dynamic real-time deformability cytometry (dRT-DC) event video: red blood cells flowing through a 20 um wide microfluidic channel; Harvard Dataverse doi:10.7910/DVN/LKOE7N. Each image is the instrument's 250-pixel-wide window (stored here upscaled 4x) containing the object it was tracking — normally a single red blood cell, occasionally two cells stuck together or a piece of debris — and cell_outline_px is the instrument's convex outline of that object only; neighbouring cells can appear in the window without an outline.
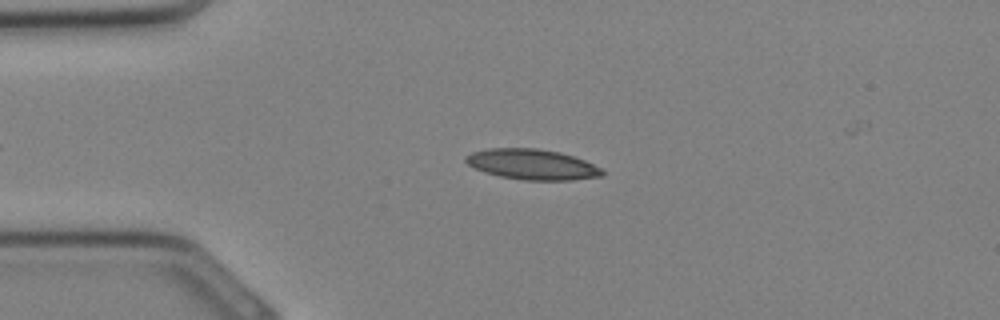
{"species": "Egyptian fruit bat (a non-hibernating species)", "species_latin": "Rousettus aegyptiacus", "temperature_condition": "cold", "stored_images_in_passage": 26, "camera_frame_rate_fps": 3000, "um_per_image_px": 0.085, "animal": {"sex": "female"}, "frame": {"image": 1, "passage_image": 4, "time_ms": 1.0, "image_size_px": [1000, 320], "cell_outline_px": [[604, 176], [572, 180], [524, 180], [500, 176], [484, 172], [468, 164], [464, 160], [464, 156], [472, 152], [488, 148], [536, 148], [560, 152], [584, 160], [600, 168], [604, 172]], "centroid_in_image_um": [45.22, 13.97], "position_along_channel_um": 39.8, "area_um2": 24.16}}
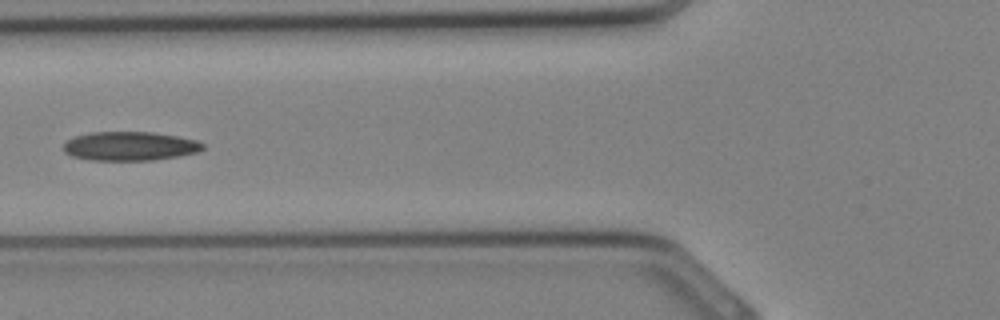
{"frame": {"image": 2, "passage_image": 9, "time_ms": 2.667, "image_size_px": [1000, 320], "cell_outline_px": [[204, 148], [196, 152], [180, 156], [152, 160], [88, 160], [72, 156], [64, 152], [64, 144], [68, 140], [76, 136], [92, 132], [148, 132], [176, 136], [196, 140], [204, 144]], "centroid_in_image_um": [11.03, 12.43], "position_along_channel_um": 114.8, "area_um2": 23.35}}
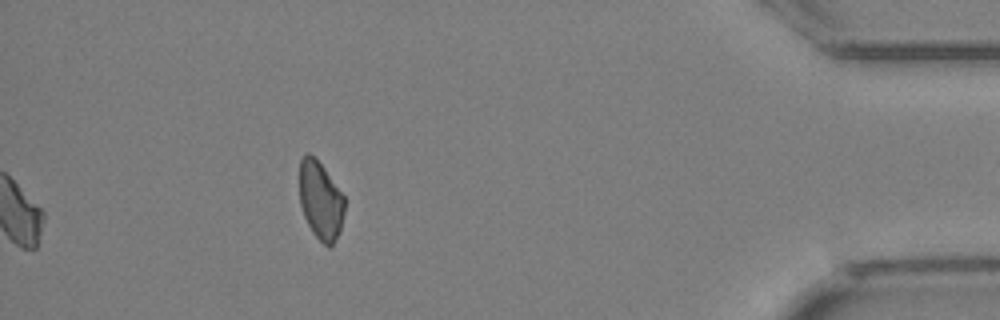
{"frame": {"image": 3, "passage_image": 26, "time_ms": 8.333, "image_size_px": [1000, 320], "cell_outline_px": [[344, 212], [340, 232], [332, 244], [328, 248], [312, 232], [304, 216], [300, 204], [300, 160], [308, 152], [324, 168], [344, 196]], "centroid_in_image_um": [27.25, 17.06], "position_along_channel_um": 408.0, "area_um2": 20.23}}